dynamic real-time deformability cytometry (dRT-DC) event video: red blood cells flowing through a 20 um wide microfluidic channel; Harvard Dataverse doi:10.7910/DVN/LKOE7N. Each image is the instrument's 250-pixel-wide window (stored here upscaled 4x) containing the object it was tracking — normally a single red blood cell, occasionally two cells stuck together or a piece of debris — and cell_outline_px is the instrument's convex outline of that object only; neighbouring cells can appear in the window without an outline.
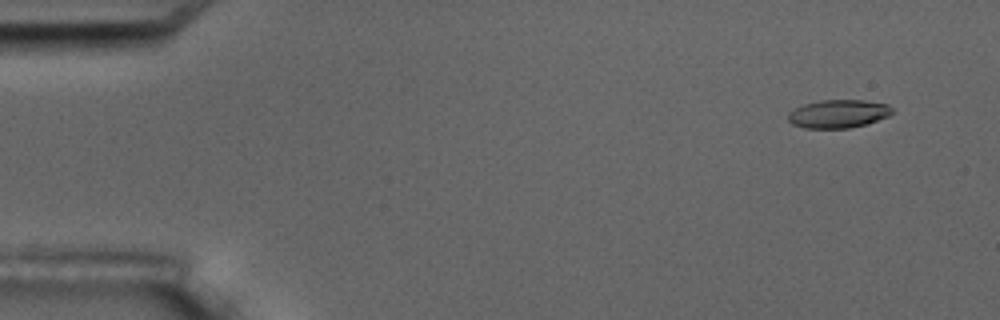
{"species": "common noctule bat (a hibernating species)", "species_latin": "Nyctalus noctula", "temperature_condition": "room temperature", "stored_images_in_passage": 16, "camera_frame_rate_fps": 3000, "um_per_image_px": 0.085, "animal": {"sex": "male", "body_mass_g": 17.5, "forearm_length_mm": 52.3}, "frame": {"image": 1, "passage_image": 1, "time_ms": 0.0, "image_size_px": [1000, 320], "cell_outline_px": [[896, 112], [888, 116], [868, 124], [848, 128], [804, 128], [792, 124], [788, 120], [788, 112], [804, 104], [820, 100], [864, 100], [888, 104]], "centroid_in_image_um": [71.28, 9.67], "position_along_channel_um": 13.7, "area_um2": 17.28}}
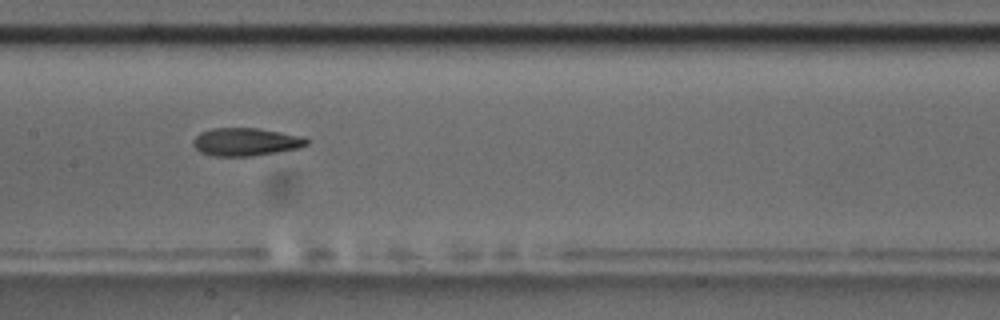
{"frame": {"image": 2, "passage_image": 8, "time_ms": 8.0, "image_size_px": [1000, 320], "cell_outline_px": [[308, 144], [300, 148], [252, 156], [212, 156], [200, 152], [192, 144], [192, 140], [200, 132], [212, 128], [256, 128], [304, 136], [308, 140]], "centroid_in_image_um": [20.88, 12.06], "position_along_channel_um": 186.5, "area_um2": 18.55}}
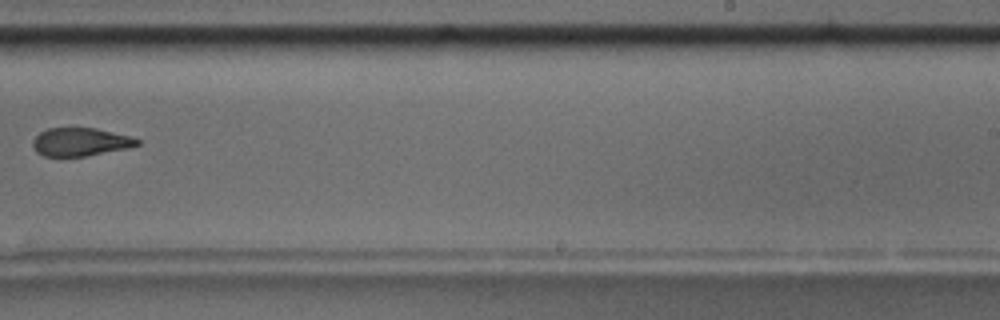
{"frame": {"image": 3, "passage_image": 10, "time_ms": 10.667, "image_size_px": [1000, 320], "cell_outline_px": [[140, 144], [128, 148], [84, 156], [44, 156], [36, 152], [32, 144], [32, 140], [40, 132], [48, 128], [96, 128], [128, 136], [140, 140]], "centroid_in_image_um": [6.8, 12.06], "position_along_channel_um": 282.2, "area_um2": 16.99}, "authors_computed_cell_mechanics": {"area_um2": 18.496, "velocity_mm_per_s": 3.5948, "shape_relaxation_time_tau1_ms": null, "shape_relaxation_time_tau2_ms": 2.3122, "deformation_change_tau1": null, "deformation_change_tau2": 0.0797}}